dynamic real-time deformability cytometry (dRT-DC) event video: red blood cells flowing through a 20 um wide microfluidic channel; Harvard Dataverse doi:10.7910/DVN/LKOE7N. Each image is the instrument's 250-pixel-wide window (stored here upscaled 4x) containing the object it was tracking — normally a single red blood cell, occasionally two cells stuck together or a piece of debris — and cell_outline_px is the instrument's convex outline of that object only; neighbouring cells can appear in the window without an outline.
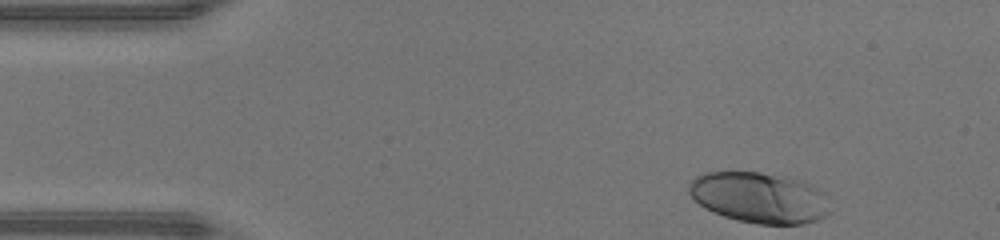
{"species": "human", "species_latin": "Homo sapiens", "temperature_condition": "warm", "stored_images_in_passage": 34, "camera_frame_rate_fps": 3000, "um_per_image_px": 0.085, "donor": {"sex": "male"}, "frame": {"image": 1, "passage_image": 1, "time_ms": 0.0, "image_size_px": [1000, 240], "cell_outline_px": [[828, 212], [824, 216], [816, 220], [800, 224], [756, 224], [736, 220], [724, 216], [700, 204], [688, 192], [688, 188], [692, 180], [696, 176], [708, 172], [760, 172], [788, 176], [804, 180], [812, 184], [824, 192]], "centroid_in_image_um": [64.56, 16.78], "position_along_channel_um": 20.4, "area_um2": 41.62}}
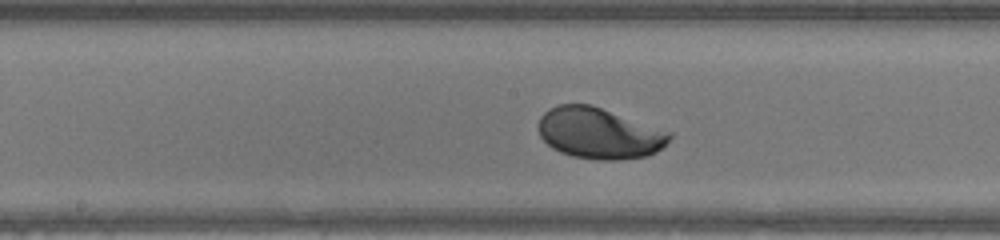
{"frame": {"image": 2, "passage_image": 19, "time_ms": 6.0, "image_size_px": [1000, 240], "cell_outline_px": [[672, 136], [656, 152], [648, 156], [620, 160], [596, 160], [572, 156], [560, 152], [552, 148], [540, 136], [540, 116], [544, 112], [560, 104], [592, 104], [672, 132]], "centroid_in_image_um": [50.95, 11.33], "position_along_channel_um": 197.3, "area_um2": 38.96}}
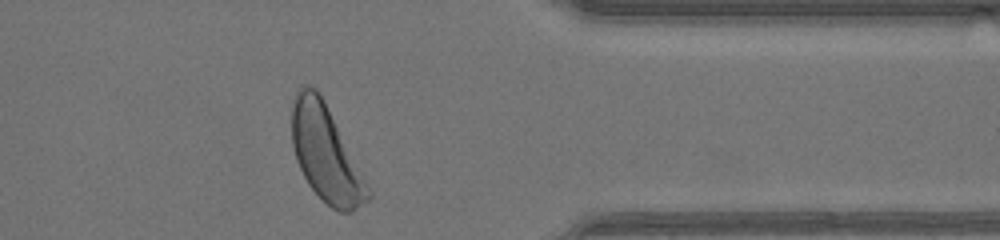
{"frame": {"image": 3, "passage_image": 33, "time_ms": 10.667, "image_size_px": [1000, 240], "cell_outline_px": [[372, 196], [368, 200], [352, 212], [340, 212], [332, 208], [308, 184], [296, 160], [292, 144], [292, 108], [296, 92], [304, 84], [308, 84], [316, 88], [368, 184], [372, 192]], "centroid_in_image_um": [27.68, 13.09], "position_along_channel_um": 383.7, "area_um2": 41.44}, "authors_computed_cell_mechanics": {"area_um2": 38.8127, "velocity_mm_per_s": 4.3506, "shape_relaxation_time_tau1_ms": 1.0456, "shape_relaxation_time_tau2_ms": null, "deformation_change_tau1": 0.1085, "deformation_change_tau2": null}}